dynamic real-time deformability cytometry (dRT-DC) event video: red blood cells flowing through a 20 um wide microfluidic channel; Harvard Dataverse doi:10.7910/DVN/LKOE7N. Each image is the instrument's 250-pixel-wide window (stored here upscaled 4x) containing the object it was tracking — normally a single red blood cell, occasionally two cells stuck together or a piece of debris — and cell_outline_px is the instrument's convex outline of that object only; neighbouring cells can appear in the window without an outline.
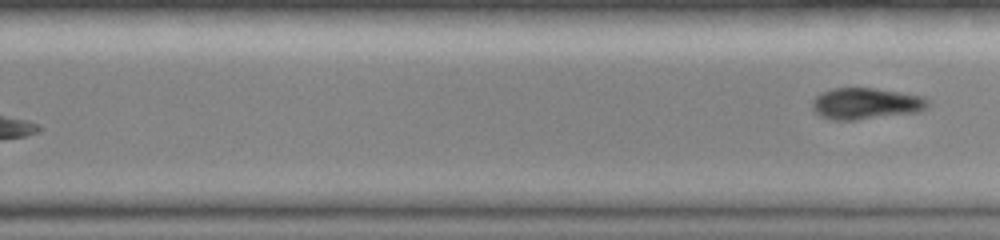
{"species": "common noctule bat (a hibernating species)", "species_latin": "Nyctalus noctula", "temperature_condition": "room temperature", "stored_images_in_passage": 21, "segment_of_instrument_passage": [2, 2], "camera_frame_rate_fps": 3000, "um_per_image_px": 0.085, "animal": {"sex": "female", "body_mass_g": 19.0, "forearm_length_mm": 51.5}, "frame": {"image": 1, "passage_image": 21, "time_ms": 11.0, "image_size_px": [1000, 240], "cell_outline_px": [[932, 100], [928, 108], [916, 112], [852, 120], [836, 120], [824, 116], [816, 112], [812, 108], [812, 100], [820, 92], [832, 88], [872, 88], [924, 96]], "centroid_in_image_um": [73.64, 8.78], "position_along_channel_um": 256.2, "area_um2": 21.04}}